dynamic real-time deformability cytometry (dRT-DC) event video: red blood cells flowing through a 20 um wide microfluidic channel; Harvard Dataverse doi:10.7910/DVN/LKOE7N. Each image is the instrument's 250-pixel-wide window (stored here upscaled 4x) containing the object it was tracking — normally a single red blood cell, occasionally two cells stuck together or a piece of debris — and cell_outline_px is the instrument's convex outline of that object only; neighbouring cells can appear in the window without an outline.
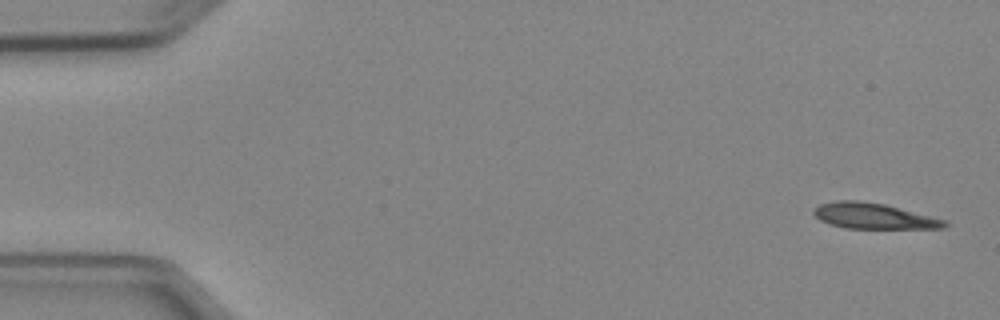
{"species": "Egyptian fruit bat (a non-hibernating species)", "species_latin": "Rousettus aegyptiacus", "temperature_condition": "cold", "stored_images_in_passage": 4, "camera_frame_rate_fps": 3000, "um_per_image_px": 0.085, "animal": {"sex": "female"}, "frame": {"image": 1, "passage_image": 1, "time_ms": 0.0, "image_size_px": [1000, 320], "cell_outline_px": [[948, 224], [944, 228], [844, 228], [820, 220], [812, 212], [820, 204], [836, 200], [856, 200], [884, 204], [948, 220]], "centroid_in_image_um": [74.29, 18.36], "position_along_channel_um": 10.7, "area_um2": 19.42}}